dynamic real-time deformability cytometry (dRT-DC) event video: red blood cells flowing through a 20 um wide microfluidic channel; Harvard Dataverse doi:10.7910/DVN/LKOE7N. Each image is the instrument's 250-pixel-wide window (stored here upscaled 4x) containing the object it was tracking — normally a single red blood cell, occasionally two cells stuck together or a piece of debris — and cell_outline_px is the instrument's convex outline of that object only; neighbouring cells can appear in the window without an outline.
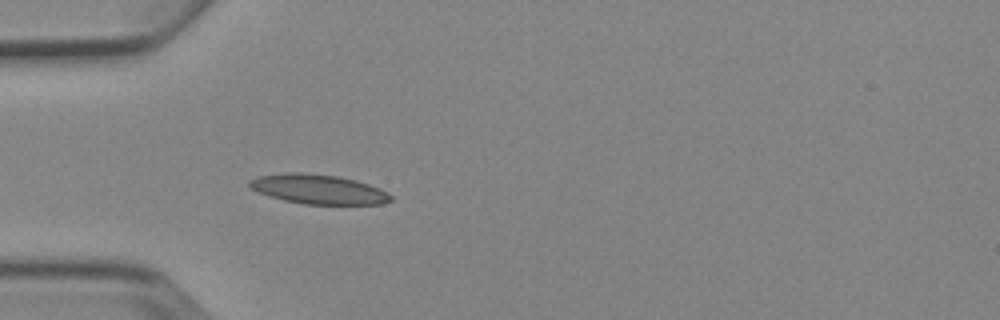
{"species": "Egyptian fruit bat (a non-hibernating species)", "species_latin": "Rousettus aegyptiacus", "temperature_condition": "cold", "stored_images_in_passage": 5, "camera_frame_rate_fps": 3000, "um_per_image_px": 0.085, "animal": {"sex": "female"}, "frame": {"image": 1, "passage_image": 5, "time_ms": 4.667, "image_size_px": [1000, 320], "cell_outline_px": [[392, 200], [384, 204], [304, 204], [284, 200], [268, 196], [252, 188], [248, 184], [248, 180], [256, 176], [288, 172], [304, 172], [336, 176], [356, 180], [380, 188], [388, 192], [392, 196]], "centroid_in_image_um": [27.06, 16.08], "position_along_channel_um": 57.9, "area_um2": 24.39}}